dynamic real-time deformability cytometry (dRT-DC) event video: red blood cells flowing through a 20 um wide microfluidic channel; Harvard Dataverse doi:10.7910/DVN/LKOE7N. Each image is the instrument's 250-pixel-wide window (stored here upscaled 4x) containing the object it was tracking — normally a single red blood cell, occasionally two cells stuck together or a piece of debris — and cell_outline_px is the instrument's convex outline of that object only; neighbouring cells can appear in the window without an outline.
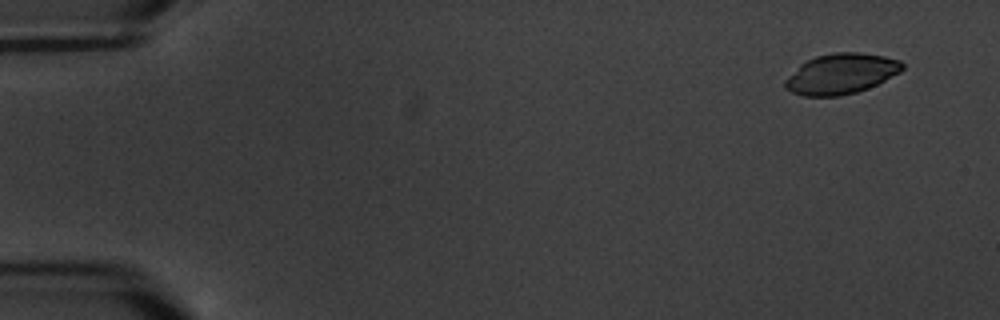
{"species": "common noctule bat (a hibernating species)", "species_latin": "Nyctalus noctula", "temperature_condition": "warm", "stored_images_in_passage": 7, "segment_of_instrument_passage": [2, 2], "camera_frame_rate_fps": 3000, "um_per_image_px": 0.085, "animal": {"sex": "male", "body_mass_g": 20.1, "forearm_length_mm": 53.5}, "frame": {"image": 1, "passage_image": 7, "time_ms": 7.0, "image_size_px": [1000, 320], "cell_outline_px": [[904, 68], [900, 72], [868, 88], [856, 92], [840, 96], [804, 96], [792, 92], [784, 88], [784, 80], [800, 64], [816, 56], [832, 52], [860, 52], [884, 56], [900, 60], [904, 64]], "centroid_in_image_um": [71.48, 6.27], "position_along_channel_um": 13.5, "area_um2": 27.63}}